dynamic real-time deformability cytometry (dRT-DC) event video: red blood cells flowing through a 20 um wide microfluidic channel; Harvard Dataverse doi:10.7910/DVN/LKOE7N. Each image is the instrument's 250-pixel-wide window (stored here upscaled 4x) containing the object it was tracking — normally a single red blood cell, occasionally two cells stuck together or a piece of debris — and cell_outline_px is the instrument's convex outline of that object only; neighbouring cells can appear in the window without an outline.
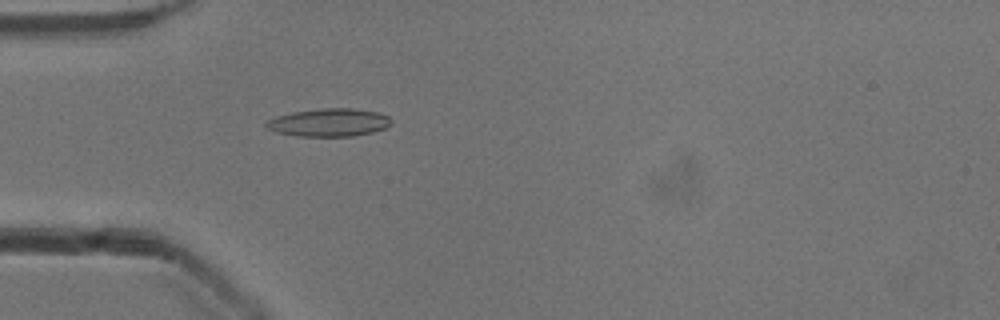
{"species": "common noctule bat (a hibernating species)", "species_latin": "Nyctalus noctula", "temperature_condition": "cold", "stored_images_in_passage": 28, "camera_frame_rate_fps": 3000, "um_per_image_px": 0.085, "animal": {"sex": "male", "body_mass_g": 13.3}, "frame": {"image": 1, "passage_image": 5, "time_ms": 1.333, "image_size_px": [1000, 320], "cell_outline_px": [[392, 124], [384, 128], [372, 132], [352, 136], [296, 136], [276, 132], [268, 128], [264, 124], [268, 120], [276, 116], [292, 112], [320, 108], [352, 108], [376, 112], [388, 116], [392, 120]], "centroid_in_image_um": [27.96, 10.41], "position_along_channel_um": 57.0, "area_um2": 20.35}}
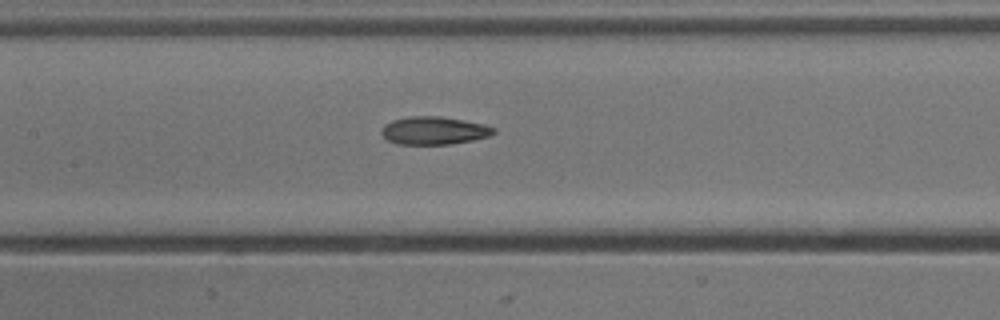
{"frame": {"image": 2, "passage_image": 14, "time_ms": 4.333, "image_size_px": [1000, 320], "cell_outline_px": [[496, 132], [488, 136], [472, 140], [448, 144], [396, 144], [388, 140], [380, 132], [384, 124], [392, 120], [408, 116], [440, 116], [464, 120], [484, 124], [496, 128]], "centroid_in_image_um": [36.87, 11.09], "position_along_channel_um": 170.5, "area_um2": 18.26}}
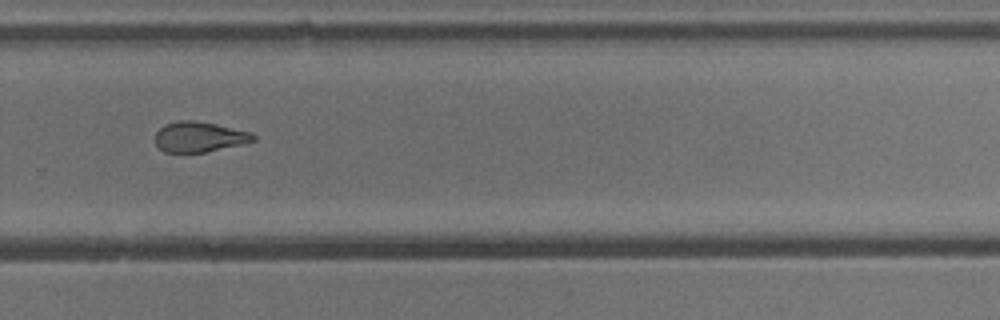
{"frame": {"image": 3, "passage_image": 25, "time_ms": 8.0, "image_size_px": [1000, 320], "cell_outline_px": [[256, 140], [240, 144], [204, 152], [164, 152], [156, 144], [156, 132], [164, 124], [180, 120], [196, 120], [216, 124], [252, 132], [256, 136]], "centroid_in_image_um": [16.94, 11.62], "position_along_channel_um": 312.9, "area_um2": 17.22}}